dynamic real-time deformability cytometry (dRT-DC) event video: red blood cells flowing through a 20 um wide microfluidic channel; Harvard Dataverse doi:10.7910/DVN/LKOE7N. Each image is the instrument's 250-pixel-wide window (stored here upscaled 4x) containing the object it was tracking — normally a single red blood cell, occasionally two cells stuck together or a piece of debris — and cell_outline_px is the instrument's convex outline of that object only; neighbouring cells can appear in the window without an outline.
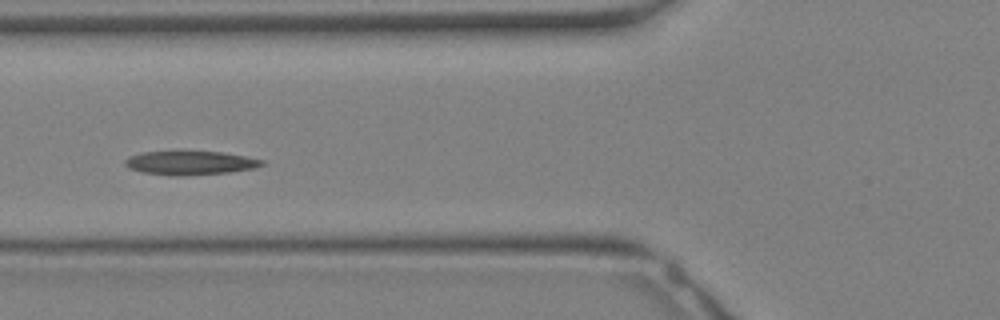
{"species": "Egyptian fruit bat (a non-hibernating species)", "species_latin": "Rousettus aegyptiacus", "temperature_condition": "warm", "stored_images_in_passage": 30, "camera_frame_rate_fps": 3000, "um_per_image_px": 0.085, "animal": {"sex": "female"}, "frame": {"image": 1, "passage_image": 10, "time_ms": 3.0, "image_size_px": [1000, 320], "cell_outline_px": [[264, 164], [252, 168], [228, 172], [184, 176], [168, 176], [144, 172], [128, 168], [124, 164], [124, 160], [128, 156], [144, 152], [220, 152], [244, 156], [264, 160]], "centroid_in_image_um": [16.11, 13.86], "position_along_channel_um": 109.7, "area_um2": 18.79}}
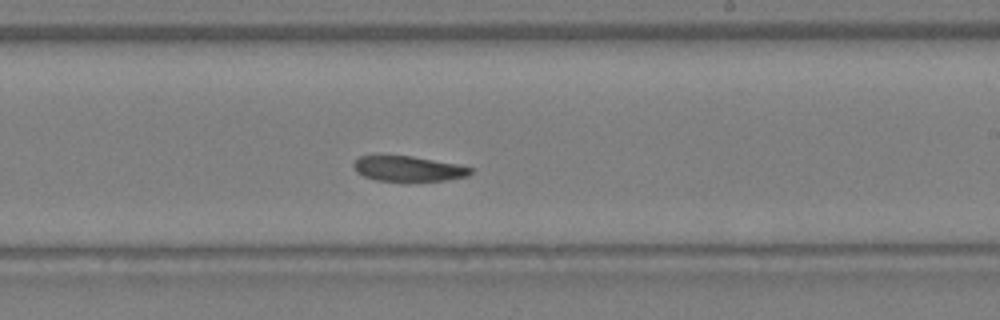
{"frame": {"image": 2, "passage_image": 17, "time_ms": 5.333, "image_size_px": [1000, 320], "cell_outline_px": [[472, 172], [468, 176], [444, 180], [408, 184], [376, 180], [364, 176], [356, 172], [352, 164], [360, 156], [412, 156], [460, 164], [472, 168]], "centroid_in_image_um": [34.73, 14.38], "position_along_channel_um": 254.3, "area_um2": 17.92}}
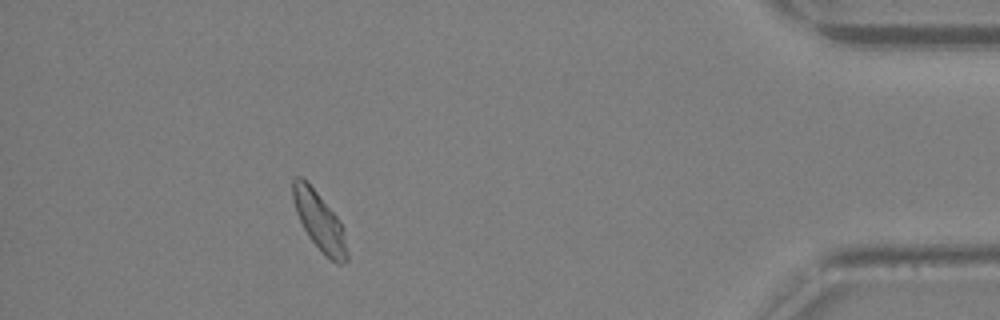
{"frame": {"image": 3, "passage_image": 27, "time_ms": 8.667, "image_size_px": [1000, 320], "cell_outline_px": [[348, 260], [340, 264], [336, 264], [308, 236], [296, 212], [292, 196], [292, 180], [296, 176], [300, 176], [316, 192], [340, 220], [344, 228], [348, 252]], "centroid_in_image_um": [27.17, 18.81], "position_along_channel_um": 408.0, "area_um2": 18.03}}